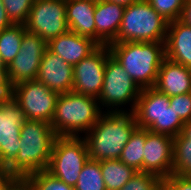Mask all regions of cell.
Segmentation results:
<instances>
[{"label":"cell","instance_id":"6da1fadb","mask_svg":"<svg viewBox=\"0 0 191 190\" xmlns=\"http://www.w3.org/2000/svg\"><path fill=\"white\" fill-rule=\"evenodd\" d=\"M105 113L84 136L89 158L95 161L119 159L138 127L133 112H111L107 109Z\"/></svg>","mask_w":191,"mask_h":190},{"label":"cell","instance_id":"7a4b0ae2","mask_svg":"<svg viewBox=\"0 0 191 190\" xmlns=\"http://www.w3.org/2000/svg\"><path fill=\"white\" fill-rule=\"evenodd\" d=\"M56 134L46 121L26 120L20 131V148L7 166L10 175L26 179L31 173L47 170Z\"/></svg>","mask_w":191,"mask_h":190},{"label":"cell","instance_id":"3957f363","mask_svg":"<svg viewBox=\"0 0 191 190\" xmlns=\"http://www.w3.org/2000/svg\"><path fill=\"white\" fill-rule=\"evenodd\" d=\"M111 55L141 88L154 87L166 58L165 42H121L108 45Z\"/></svg>","mask_w":191,"mask_h":190},{"label":"cell","instance_id":"277c9868","mask_svg":"<svg viewBox=\"0 0 191 190\" xmlns=\"http://www.w3.org/2000/svg\"><path fill=\"white\" fill-rule=\"evenodd\" d=\"M101 114L97 98L67 92L58 95L50 124L57 137H79V132H88Z\"/></svg>","mask_w":191,"mask_h":190},{"label":"cell","instance_id":"5b68a950","mask_svg":"<svg viewBox=\"0 0 191 190\" xmlns=\"http://www.w3.org/2000/svg\"><path fill=\"white\" fill-rule=\"evenodd\" d=\"M168 23L147 0H140L125 7L113 43L165 42Z\"/></svg>","mask_w":191,"mask_h":190},{"label":"cell","instance_id":"8992f818","mask_svg":"<svg viewBox=\"0 0 191 190\" xmlns=\"http://www.w3.org/2000/svg\"><path fill=\"white\" fill-rule=\"evenodd\" d=\"M88 159L83 137H56L46 171L74 188Z\"/></svg>","mask_w":191,"mask_h":190},{"label":"cell","instance_id":"52a82bcc","mask_svg":"<svg viewBox=\"0 0 191 190\" xmlns=\"http://www.w3.org/2000/svg\"><path fill=\"white\" fill-rule=\"evenodd\" d=\"M141 90L124 68L110 55L106 60L103 87L98 97L99 105L109 109L111 107V112H125L119 107L131 102L129 112H133Z\"/></svg>","mask_w":191,"mask_h":190},{"label":"cell","instance_id":"ba28073f","mask_svg":"<svg viewBox=\"0 0 191 190\" xmlns=\"http://www.w3.org/2000/svg\"><path fill=\"white\" fill-rule=\"evenodd\" d=\"M58 95L43 83L29 80L14 85L11 97L24 111L26 120L51 123Z\"/></svg>","mask_w":191,"mask_h":190},{"label":"cell","instance_id":"9c48e42d","mask_svg":"<svg viewBox=\"0 0 191 190\" xmlns=\"http://www.w3.org/2000/svg\"><path fill=\"white\" fill-rule=\"evenodd\" d=\"M66 0H34L25 28L46 43L66 33Z\"/></svg>","mask_w":191,"mask_h":190},{"label":"cell","instance_id":"30bf717a","mask_svg":"<svg viewBox=\"0 0 191 190\" xmlns=\"http://www.w3.org/2000/svg\"><path fill=\"white\" fill-rule=\"evenodd\" d=\"M24 111L12 98L0 100V165L8 166L18 155Z\"/></svg>","mask_w":191,"mask_h":190},{"label":"cell","instance_id":"8fae6325","mask_svg":"<svg viewBox=\"0 0 191 190\" xmlns=\"http://www.w3.org/2000/svg\"><path fill=\"white\" fill-rule=\"evenodd\" d=\"M47 43L37 34L26 30L18 55L7 67L12 87L18 83L36 80Z\"/></svg>","mask_w":191,"mask_h":190},{"label":"cell","instance_id":"7c38bea8","mask_svg":"<svg viewBox=\"0 0 191 190\" xmlns=\"http://www.w3.org/2000/svg\"><path fill=\"white\" fill-rule=\"evenodd\" d=\"M110 55L108 45H100L88 57L75 64L72 92L98 99L103 87L106 60Z\"/></svg>","mask_w":191,"mask_h":190},{"label":"cell","instance_id":"4fadbf2b","mask_svg":"<svg viewBox=\"0 0 191 190\" xmlns=\"http://www.w3.org/2000/svg\"><path fill=\"white\" fill-rule=\"evenodd\" d=\"M173 137L146 129L143 151V172L161 179L173 173Z\"/></svg>","mask_w":191,"mask_h":190},{"label":"cell","instance_id":"5bb4252c","mask_svg":"<svg viewBox=\"0 0 191 190\" xmlns=\"http://www.w3.org/2000/svg\"><path fill=\"white\" fill-rule=\"evenodd\" d=\"M74 70L57 54L46 49L41 60L36 80L58 94L72 92Z\"/></svg>","mask_w":191,"mask_h":190},{"label":"cell","instance_id":"9a60e30c","mask_svg":"<svg viewBox=\"0 0 191 190\" xmlns=\"http://www.w3.org/2000/svg\"><path fill=\"white\" fill-rule=\"evenodd\" d=\"M100 45L93 39L80 36L68 30L66 33L51 39L47 43V48L60 56L71 65H75L82 59L88 57Z\"/></svg>","mask_w":191,"mask_h":190},{"label":"cell","instance_id":"2e32d148","mask_svg":"<svg viewBox=\"0 0 191 190\" xmlns=\"http://www.w3.org/2000/svg\"><path fill=\"white\" fill-rule=\"evenodd\" d=\"M124 9V6L108 0L96 2L95 42L109 45L116 40Z\"/></svg>","mask_w":191,"mask_h":190},{"label":"cell","instance_id":"e0dca14e","mask_svg":"<svg viewBox=\"0 0 191 190\" xmlns=\"http://www.w3.org/2000/svg\"><path fill=\"white\" fill-rule=\"evenodd\" d=\"M154 88L169 97L191 93V69L165 58Z\"/></svg>","mask_w":191,"mask_h":190},{"label":"cell","instance_id":"ac0fdd59","mask_svg":"<svg viewBox=\"0 0 191 190\" xmlns=\"http://www.w3.org/2000/svg\"><path fill=\"white\" fill-rule=\"evenodd\" d=\"M162 101L163 93L157 91L154 87L141 90L133 111L139 128L161 134Z\"/></svg>","mask_w":191,"mask_h":190},{"label":"cell","instance_id":"d6986e66","mask_svg":"<svg viewBox=\"0 0 191 190\" xmlns=\"http://www.w3.org/2000/svg\"><path fill=\"white\" fill-rule=\"evenodd\" d=\"M166 58L191 69V26L179 19L168 23Z\"/></svg>","mask_w":191,"mask_h":190},{"label":"cell","instance_id":"ffe728a7","mask_svg":"<svg viewBox=\"0 0 191 190\" xmlns=\"http://www.w3.org/2000/svg\"><path fill=\"white\" fill-rule=\"evenodd\" d=\"M96 2L90 0H66V22L70 31L95 41Z\"/></svg>","mask_w":191,"mask_h":190},{"label":"cell","instance_id":"44dd1931","mask_svg":"<svg viewBox=\"0 0 191 190\" xmlns=\"http://www.w3.org/2000/svg\"><path fill=\"white\" fill-rule=\"evenodd\" d=\"M99 162L106 190L121 189L137 172L119 159L102 160Z\"/></svg>","mask_w":191,"mask_h":190},{"label":"cell","instance_id":"7402d4cb","mask_svg":"<svg viewBox=\"0 0 191 190\" xmlns=\"http://www.w3.org/2000/svg\"><path fill=\"white\" fill-rule=\"evenodd\" d=\"M25 31V25L12 24L0 32V60L4 66L8 67L18 55Z\"/></svg>","mask_w":191,"mask_h":190},{"label":"cell","instance_id":"603a6c76","mask_svg":"<svg viewBox=\"0 0 191 190\" xmlns=\"http://www.w3.org/2000/svg\"><path fill=\"white\" fill-rule=\"evenodd\" d=\"M146 129L137 127L124 146L119 160L136 171L143 172V151Z\"/></svg>","mask_w":191,"mask_h":190},{"label":"cell","instance_id":"cb8c5ba5","mask_svg":"<svg viewBox=\"0 0 191 190\" xmlns=\"http://www.w3.org/2000/svg\"><path fill=\"white\" fill-rule=\"evenodd\" d=\"M74 190H106L99 161L88 159L79 174Z\"/></svg>","mask_w":191,"mask_h":190},{"label":"cell","instance_id":"d4e9b609","mask_svg":"<svg viewBox=\"0 0 191 190\" xmlns=\"http://www.w3.org/2000/svg\"><path fill=\"white\" fill-rule=\"evenodd\" d=\"M170 97L163 93L161 113V134L176 137L182 131L184 122L179 118L173 108L170 107Z\"/></svg>","mask_w":191,"mask_h":190},{"label":"cell","instance_id":"484cf974","mask_svg":"<svg viewBox=\"0 0 191 190\" xmlns=\"http://www.w3.org/2000/svg\"><path fill=\"white\" fill-rule=\"evenodd\" d=\"M173 173L191 175V143H173Z\"/></svg>","mask_w":191,"mask_h":190},{"label":"cell","instance_id":"4316f807","mask_svg":"<svg viewBox=\"0 0 191 190\" xmlns=\"http://www.w3.org/2000/svg\"><path fill=\"white\" fill-rule=\"evenodd\" d=\"M26 179L35 190H74L46 170L31 173Z\"/></svg>","mask_w":191,"mask_h":190},{"label":"cell","instance_id":"83f0119b","mask_svg":"<svg viewBox=\"0 0 191 190\" xmlns=\"http://www.w3.org/2000/svg\"><path fill=\"white\" fill-rule=\"evenodd\" d=\"M12 24L25 25L34 0H2Z\"/></svg>","mask_w":191,"mask_h":190},{"label":"cell","instance_id":"f1b7e54d","mask_svg":"<svg viewBox=\"0 0 191 190\" xmlns=\"http://www.w3.org/2000/svg\"><path fill=\"white\" fill-rule=\"evenodd\" d=\"M161 178L147 172L137 171L119 190H160Z\"/></svg>","mask_w":191,"mask_h":190},{"label":"cell","instance_id":"f546056e","mask_svg":"<svg viewBox=\"0 0 191 190\" xmlns=\"http://www.w3.org/2000/svg\"><path fill=\"white\" fill-rule=\"evenodd\" d=\"M168 22L180 19L185 0H147Z\"/></svg>","mask_w":191,"mask_h":190},{"label":"cell","instance_id":"4dcf8cb0","mask_svg":"<svg viewBox=\"0 0 191 190\" xmlns=\"http://www.w3.org/2000/svg\"><path fill=\"white\" fill-rule=\"evenodd\" d=\"M170 107L185 123L191 120V93L170 96Z\"/></svg>","mask_w":191,"mask_h":190},{"label":"cell","instance_id":"1f68e13d","mask_svg":"<svg viewBox=\"0 0 191 190\" xmlns=\"http://www.w3.org/2000/svg\"><path fill=\"white\" fill-rule=\"evenodd\" d=\"M160 190H191V177L172 173L161 180Z\"/></svg>","mask_w":191,"mask_h":190},{"label":"cell","instance_id":"d6a6232c","mask_svg":"<svg viewBox=\"0 0 191 190\" xmlns=\"http://www.w3.org/2000/svg\"><path fill=\"white\" fill-rule=\"evenodd\" d=\"M12 96V85L8 77L7 67H0V100Z\"/></svg>","mask_w":191,"mask_h":190},{"label":"cell","instance_id":"836d02e7","mask_svg":"<svg viewBox=\"0 0 191 190\" xmlns=\"http://www.w3.org/2000/svg\"><path fill=\"white\" fill-rule=\"evenodd\" d=\"M173 143H191V120L184 123L181 133L173 138Z\"/></svg>","mask_w":191,"mask_h":190},{"label":"cell","instance_id":"e575fe53","mask_svg":"<svg viewBox=\"0 0 191 190\" xmlns=\"http://www.w3.org/2000/svg\"><path fill=\"white\" fill-rule=\"evenodd\" d=\"M179 20L184 24L191 26V0H185Z\"/></svg>","mask_w":191,"mask_h":190},{"label":"cell","instance_id":"d590c367","mask_svg":"<svg viewBox=\"0 0 191 190\" xmlns=\"http://www.w3.org/2000/svg\"><path fill=\"white\" fill-rule=\"evenodd\" d=\"M11 25L12 23L7 16L4 4L2 0H0V32Z\"/></svg>","mask_w":191,"mask_h":190},{"label":"cell","instance_id":"8d00e7d4","mask_svg":"<svg viewBox=\"0 0 191 190\" xmlns=\"http://www.w3.org/2000/svg\"><path fill=\"white\" fill-rule=\"evenodd\" d=\"M10 190H35L27 179H19Z\"/></svg>","mask_w":191,"mask_h":190},{"label":"cell","instance_id":"74e56055","mask_svg":"<svg viewBox=\"0 0 191 190\" xmlns=\"http://www.w3.org/2000/svg\"><path fill=\"white\" fill-rule=\"evenodd\" d=\"M20 178L10 175L1 185L0 190H10Z\"/></svg>","mask_w":191,"mask_h":190},{"label":"cell","instance_id":"f35d334b","mask_svg":"<svg viewBox=\"0 0 191 190\" xmlns=\"http://www.w3.org/2000/svg\"><path fill=\"white\" fill-rule=\"evenodd\" d=\"M10 176L7 171V167L0 165V185Z\"/></svg>","mask_w":191,"mask_h":190},{"label":"cell","instance_id":"ab89813d","mask_svg":"<svg viewBox=\"0 0 191 190\" xmlns=\"http://www.w3.org/2000/svg\"><path fill=\"white\" fill-rule=\"evenodd\" d=\"M108 1L118 3L119 5L127 7L128 5H131L132 3L138 2L140 0H108Z\"/></svg>","mask_w":191,"mask_h":190},{"label":"cell","instance_id":"60d3db41","mask_svg":"<svg viewBox=\"0 0 191 190\" xmlns=\"http://www.w3.org/2000/svg\"><path fill=\"white\" fill-rule=\"evenodd\" d=\"M0 67H6V66H4V65L2 64L1 60H0Z\"/></svg>","mask_w":191,"mask_h":190},{"label":"cell","instance_id":"b9f144b4","mask_svg":"<svg viewBox=\"0 0 191 190\" xmlns=\"http://www.w3.org/2000/svg\"><path fill=\"white\" fill-rule=\"evenodd\" d=\"M90 1L99 2V1H101V0H90Z\"/></svg>","mask_w":191,"mask_h":190}]
</instances>
